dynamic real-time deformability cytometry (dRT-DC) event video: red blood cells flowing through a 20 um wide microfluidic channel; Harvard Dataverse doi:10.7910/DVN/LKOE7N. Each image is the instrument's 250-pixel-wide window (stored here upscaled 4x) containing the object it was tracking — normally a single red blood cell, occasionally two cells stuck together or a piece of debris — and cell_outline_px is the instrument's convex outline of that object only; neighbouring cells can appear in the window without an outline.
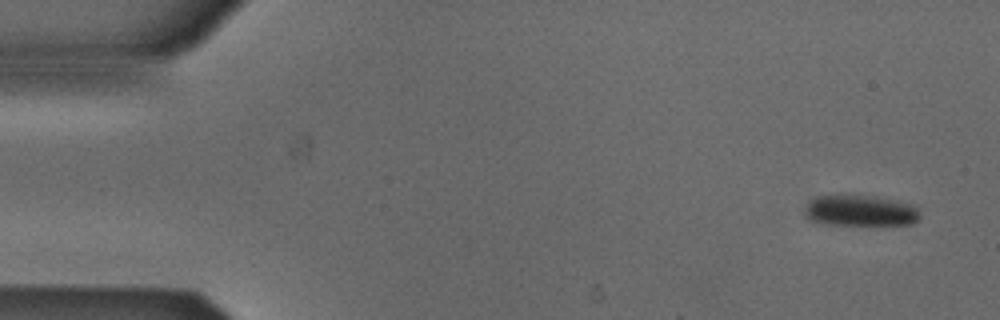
{"species": "Egyptian fruit bat (a non-hibernating species)", "species_latin": "Rousettus aegyptiacus", "temperature_condition": "cold", "stored_images_in_passage": 4, "camera_frame_rate_fps": 3000, "um_per_image_px": 0.085, "animal": {"sex": "male"}, "frame": {"image": 1, "passage_image": 1, "time_ms": 0.0, "image_size_px": [1000, 320], "cell_outline_px": [[920, 216], [912, 224], [828, 224], [812, 220], [804, 212], [808, 204], [816, 196], [840, 192], [844, 192], [896, 200], [912, 204], [916, 208]], "centroid_in_image_um": [73.1, 17.85], "position_along_channel_um": 11.9, "area_um2": 20.98}}
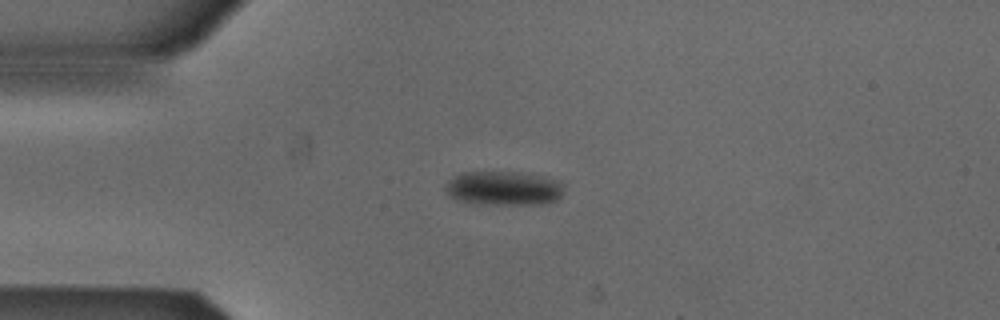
{"frame": {"image": 2, "passage_image": 4, "time_ms": 1.0, "image_size_px": [1000, 320], "cell_outline_px": [[560, 196], [556, 200], [540, 204], [496, 204], [464, 200], [448, 196], [448, 184], [460, 172], [512, 172], [540, 176], [552, 180], [560, 184]], "centroid_in_image_um": [42.81, 15.99], "position_along_channel_um": 42.2, "area_um2": 22.31}}